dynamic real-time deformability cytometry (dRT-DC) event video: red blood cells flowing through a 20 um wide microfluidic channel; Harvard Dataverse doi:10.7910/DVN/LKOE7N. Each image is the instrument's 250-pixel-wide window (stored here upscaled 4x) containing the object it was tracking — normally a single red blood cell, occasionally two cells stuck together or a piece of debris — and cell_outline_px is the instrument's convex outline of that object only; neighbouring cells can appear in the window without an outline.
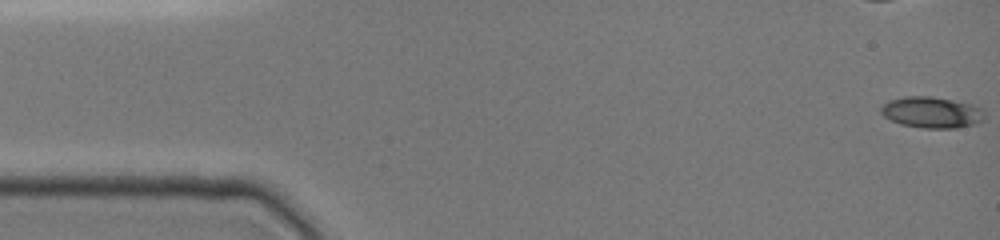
{"species": "common noctule bat (a hibernating species)", "species_latin": "Nyctalus noctula", "temperature_condition": "cold", "stored_images_in_passage": 55, "camera_frame_rate_fps": 3000, "um_per_image_px": 0.085, "animal": {"sex": "female", "body_mass_g": 19.0, "forearm_length_mm": 51.5}, "frame": {"image": 1, "passage_image": 1, "time_ms": 0.0, "image_size_px": [1000, 240], "cell_outline_px": [[984, 120], [976, 124], [956, 128], [924, 128], [900, 124], [884, 116], [880, 112], [880, 108], [888, 100], [904, 96], [932, 96], [972, 104], [984, 108]], "centroid_in_image_um": [79.22, 9.54], "position_along_channel_um": 5.8, "area_um2": 19.02}}
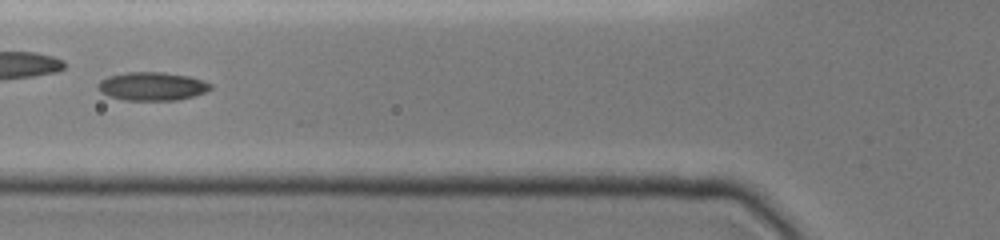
{"frame": {"image": 2, "passage_image": 26, "time_ms": 6.0, "image_size_px": [1000, 240], "cell_outline_px": [[212, 88], [204, 92], [192, 96], [176, 100], [124, 100], [108, 96], [100, 92], [96, 88], [96, 84], [100, 80], [108, 76], [124, 72], [164, 72], [188, 76], [212, 84]], "centroid_in_image_um": [12.86, 7.33], "position_along_channel_um": 112.9, "area_um2": 18.67}}
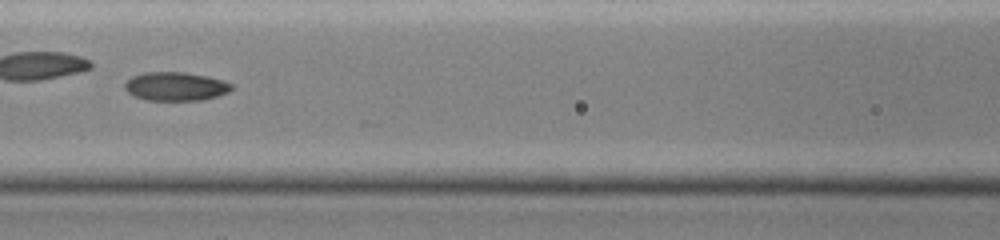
{"frame": {"image": 3, "passage_image": 30, "time_ms": 7.0, "image_size_px": [1000, 240], "cell_outline_px": [[232, 88], [228, 92], [204, 100], [148, 100], [132, 96], [124, 88], [124, 84], [132, 76], [144, 72], [184, 72], [208, 76], [224, 80], [232, 84]], "centroid_in_image_um": [14.92, 7.34], "position_along_channel_um": 151.7, "area_um2": 17.92}, "authors_computed_cell_mechanics": {"area_um2": 17.629, "velocity_mm_per_s": 3.889, "shape_relaxation_time_tau1_ms": null, "shape_relaxation_time_tau2_ms": 1.5247, "deformation_change_tau1": null, "deformation_change_tau2": 0.0562}}